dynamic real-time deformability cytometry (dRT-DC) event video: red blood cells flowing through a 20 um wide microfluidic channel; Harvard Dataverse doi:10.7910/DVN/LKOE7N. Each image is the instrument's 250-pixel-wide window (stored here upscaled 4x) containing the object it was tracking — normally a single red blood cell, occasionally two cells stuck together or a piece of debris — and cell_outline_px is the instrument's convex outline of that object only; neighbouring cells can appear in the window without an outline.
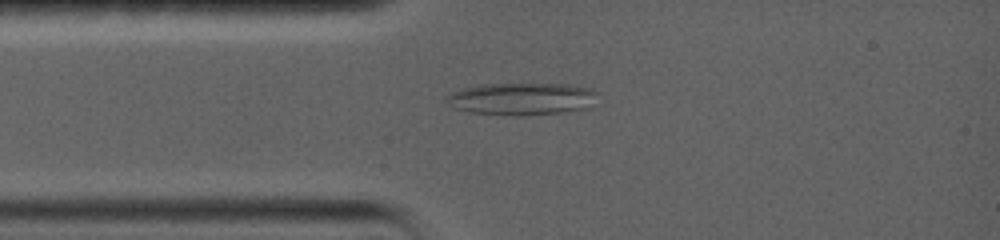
{"species": "common noctule bat (a hibernating species)", "species_latin": "Nyctalus noctula", "temperature_condition": "warm", "stored_images_in_passage": 46, "camera_frame_rate_fps": 5000, "um_per_image_px": 0.085, "animal": {"sex": "female", "body_mass_g": 19.0, "forearm_length_mm": 56.7}, "frame": {"image": 1, "passage_image": 8, "time_ms": 2.8, "image_size_px": [1000, 240], "cell_outline_px": [[596, 92], [584, 108], [560, 112], [524, 116], [512, 116], [468, 112], [452, 108], [444, 100], [452, 92], [464, 88], [484, 84], [568, 84], [592, 88]], "centroid_in_image_um": [44.23, 8.41], "position_along_channel_um": 40.8, "area_um2": 28.15}}
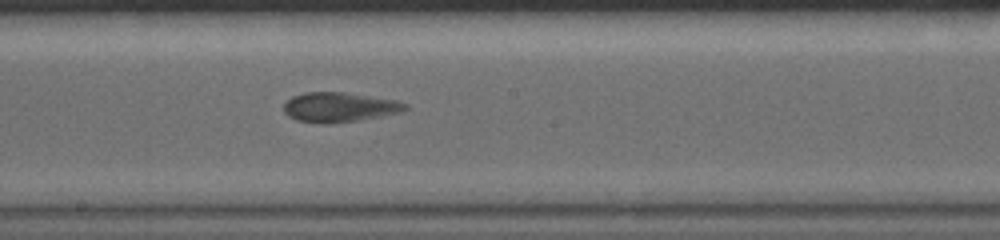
{"frame": {"image": 2, "passage_image": 22, "time_ms": 8.0, "image_size_px": [1000, 240], "cell_outline_px": [[408, 108], [400, 112], [360, 120], [328, 124], [324, 124], [296, 120], [288, 116], [284, 112], [284, 104], [292, 96], [304, 92], [344, 92], [396, 100], [408, 104]], "centroid_in_image_um": [28.83, 9.11], "position_along_channel_um": 219.4, "area_um2": 21.04}}
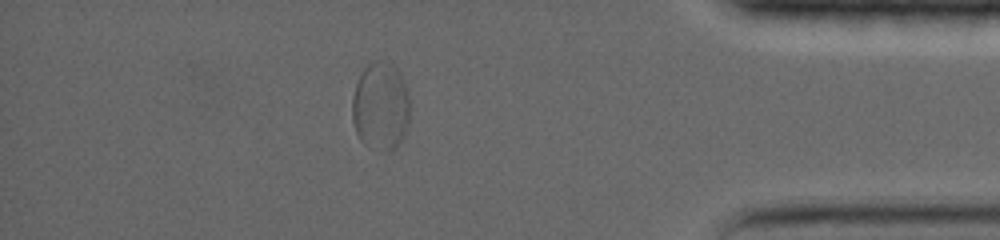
{"frame": {"image": 3, "passage_image": 36, "time_ms": 14.2, "image_size_px": [1000, 240], "cell_outline_px": [[408, 124], [404, 136], [396, 148], [388, 152], [364, 144], [360, 140], [356, 132], [352, 120], [352, 96], [356, 84], [364, 68], [368, 64], [380, 60], [392, 64], [400, 72], [408, 92]], "centroid_in_image_um": [32.35, 9.05], "position_along_channel_um": 402.9, "area_um2": 29.65}}